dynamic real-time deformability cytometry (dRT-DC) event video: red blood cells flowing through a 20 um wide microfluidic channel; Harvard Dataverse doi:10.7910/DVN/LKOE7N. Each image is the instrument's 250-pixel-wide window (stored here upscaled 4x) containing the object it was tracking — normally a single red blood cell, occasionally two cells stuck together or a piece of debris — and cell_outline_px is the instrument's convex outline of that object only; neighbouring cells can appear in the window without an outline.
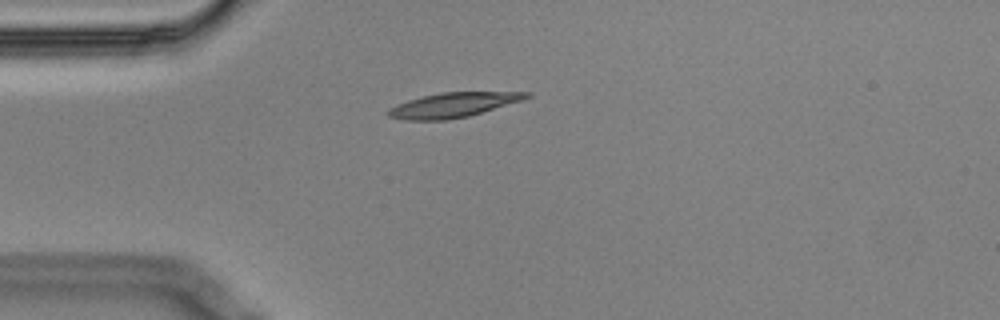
{"species": "Egyptian fruit bat (a non-hibernating species)", "species_latin": "Rousettus aegyptiacus", "temperature_condition": "cold", "stored_images_in_passage": 1, "camera_frame_rate_fps": 3000, "um_per_image_px": 0.085, "animal": {"sex": "male"}, "frame": {"image": 1, "passage_image": 1, "time_ms": 0.0, "image_size_px": [1000, 320], "cell_outline_px": [[532, 96], [524, 100], [468, 116], [448, 120], [404, 120], [388, 116], [388, 108], [396, 104], [408, 100], [440, 92], [532, 92]], "centroid_in_image_um": [38.53, 8.92], "position_along_channel_um": 46.5, "area_um2": 19.88}}